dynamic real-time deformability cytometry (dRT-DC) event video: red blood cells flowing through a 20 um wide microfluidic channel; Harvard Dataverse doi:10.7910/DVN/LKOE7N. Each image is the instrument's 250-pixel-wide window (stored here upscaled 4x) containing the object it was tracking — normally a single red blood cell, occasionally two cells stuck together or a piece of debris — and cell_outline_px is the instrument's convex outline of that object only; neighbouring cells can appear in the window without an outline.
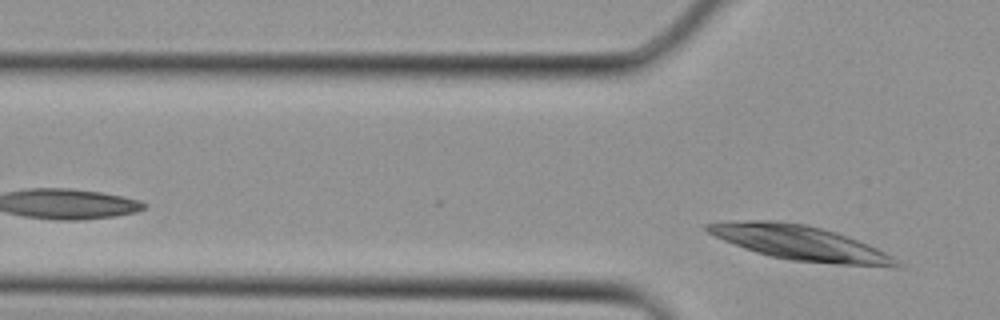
{"species": "Egyptian fruit bat (a non-hibernating species)", "species_latin": "Rousettus aegyptiacus", "temperature_condition": "cold", "stored_images_in_passage": 4, "segment_of_instrument_passage": [2, 2], "camera_frame_rate_fps": 3000, "um_per_image_px": 0.085, "animal": {"sex": "female"}, "frame": {"image": 1, "passage_image": 4, "time_ms": 1.0, "image_size_px": [1000, 320], "cell_outline_px": [[900, 268], [896, 268], [836, 264], [792, 260], [772, 256], [756, 252], [744, 248], [724, 240], [708, 232], [704, 228], [704, 224], [748, 220], [776, 220], [804, 224], [836, 232], [848, 236], [868, 244], [892, 256], [900, 264]], "centroid_in_image_um": [68.05, 20.65], "position_along_channel_um": 57.7, "area_um2": 37.8}}